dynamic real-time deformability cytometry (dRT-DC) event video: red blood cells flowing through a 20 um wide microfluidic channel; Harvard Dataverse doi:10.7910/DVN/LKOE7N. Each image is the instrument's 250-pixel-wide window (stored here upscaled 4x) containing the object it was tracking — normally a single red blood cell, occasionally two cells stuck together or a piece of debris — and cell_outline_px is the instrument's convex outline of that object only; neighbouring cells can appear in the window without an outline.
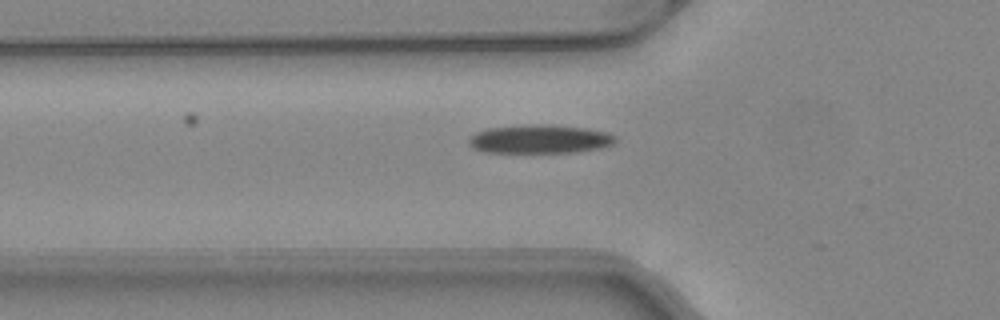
{"species": "common noctule bat (a hibernating species)", "species_latin": "Nyctalus noctula", "temperature_condition": "warm", "stored_images_in_passage": 37, "camera_frame_rate_fps": 3000, "um_per_image_px": 0.085, "animal": {"sex": "female", "body_mass_g": 24.6, "forearm_length_mm": 56.2}, "frame": {"image": 1, "passage_image": 6, "time_ms": 1.667, "image_size_px": [1000, 320], "cell_outline_px": [[616, 140], [612, 144], [600, 148], [576, 152], [488, 152], [476, 148], [468, 144], [468, 140], [476, 132], [488, 128], [540, 124], [544, 124], [584, 128], [604, 132], [616, 136]], "centroid_in_image_um": [45.89, 11.82], "position_along_channel_um": 79.9, "area_um2": 23.99}}
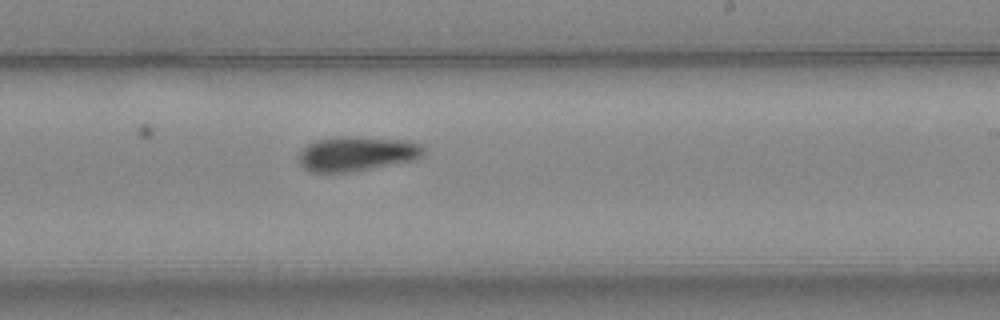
{"frame": {"image": 2, "passage_image": 19, "time_ms": 6.0, "image_size_px": [1000, 320], "cell_outline_px": [[424, 152], [416, 160], [352, 172], [312, 172], [304, 168], [300, 164], [300, 152], [308, 144], [316, 140], [340, 136], [344, 136], [404, 140], [420, 144], [424, 148]], "centroid_in_image_um": [30.33, 13.07], "position_along_channel_um": 258.7, "area_um2": 25.03}}
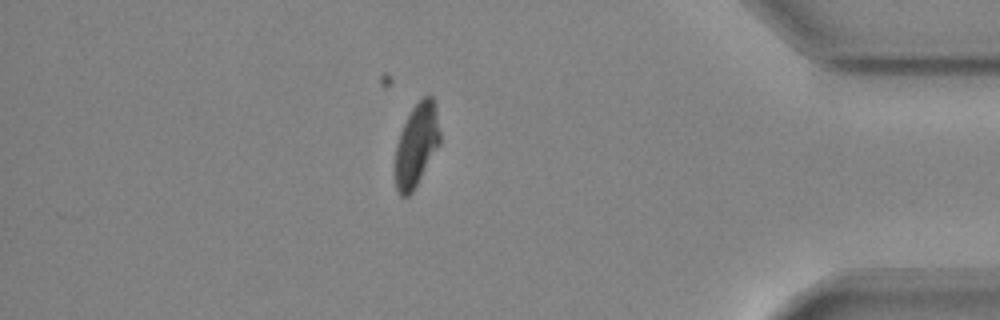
{"frame": {"image": 3, "passage_image": 32, "time_ms": 10.333, "image_size_px": [1000, 320], "cell_outline_px": [[440, 144], [412, 192], [408, 196], [400, 196], [396, 188], [396, 148], [400, 132], [412, 108], [424, 96], [432, 96], [436, 104], [440, 132]], "centroid_in_image_um": [35.42, 12.3], "position_along_channel_um": 399.8, "area_um2": 21.33}, "authors_computed_cell_mechanics": {"area_um2": 24.0448, "velocity_mm_per_s": 4.1101, "shape_relaxation_time_tau1_ms": 5.6889, "shape_relaxation_time_tau2_ms": 8.4305, "deformation_change_tau1": 0.172, "deformation_change_tau2": 0.1509}}